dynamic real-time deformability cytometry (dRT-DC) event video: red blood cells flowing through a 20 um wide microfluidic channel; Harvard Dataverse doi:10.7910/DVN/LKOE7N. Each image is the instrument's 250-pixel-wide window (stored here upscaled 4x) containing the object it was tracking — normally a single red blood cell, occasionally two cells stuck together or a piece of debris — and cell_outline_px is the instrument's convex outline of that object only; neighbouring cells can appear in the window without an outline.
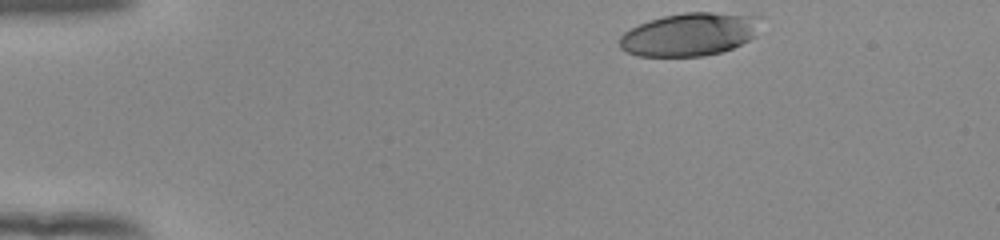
{"species": "human", "species_latin": "Homo sapiens", "temperature_condition": "room temperature", "stored_images_in_passage": 40, "camera_frame_rate_fps": 3000, "um_per_image_px": 0.085, "donor": {"sex": "female"}, "frame": {"image": 1, "passage_image": 1, "time_ms": 0.0, "image_size_px": [1000, 240], "cell_outline_px": [[764, 16], [756, 36], [732, 48], [720, 52], [704, 56], [636, 56], [624, 52], [620, 48], [620, 36], [624, 32], [648, 20], [664, 16], [684, 12], [712, 12]], "centroid_in_image_um": [58.64, 2.91], "position_along_channel_um": 26.4, "area_um2": 35.72}}
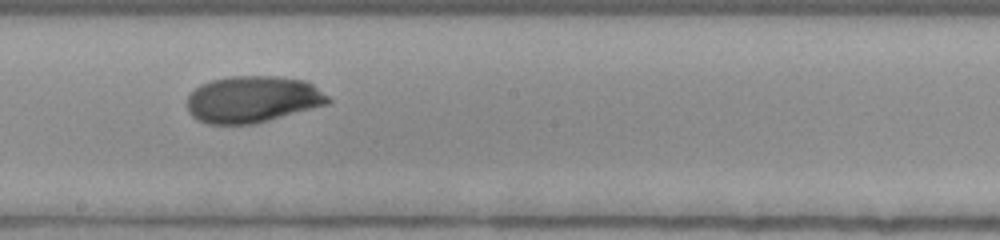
{"frame": {"image": 2, "passage_image": 23, "time_ms": 7.333, "image_size_px": [1000, 240], "cell_outline_px": [[332, 100], [328, 104], [268, 120], [252, 124], [208, 124], [196, 120], [188, 112], [188, 96], [200, 84], [212, 80], [232, 76], [276, 76], [304, 80], [312, 84], [328, 96]], "centroid_in_image_um": [21.46, 8.44], "position_along_channel_um": 226.7, "area_um2": 38.21}}
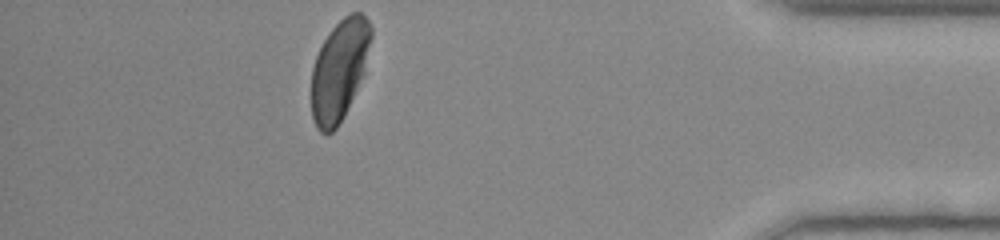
{"frame": {"image": 3, "passage_image": 40, "time_ms": 13.0, "image_size_px": [1000, 240], "cell_outline_px": [[372, 36], [364, 72], [344, 116], [336, 128], [332, 132], [320, 132], [316, 128], [312, 120], [312, 68], [316, 56], [328, 32], [344, 16], [352, 12], [360, 12], [368, 20], [372, 28]], "centroid_in_image_um": [28.84, 5.94], "position_along_channel_um": 406.4, "area_um2": 34.8}, "authors_computed_cell_mechanics": {"area_um2": 37.3677, "velocity_mm_per_s": 3.8952, "shape_relaxation_time_tau1_ms": 4.0595, "shape_relaxation_time_tau2_ms": 0.8756, "deformation_change_tau1": 0.152, "deformation_change_tau2": 0.0389}}